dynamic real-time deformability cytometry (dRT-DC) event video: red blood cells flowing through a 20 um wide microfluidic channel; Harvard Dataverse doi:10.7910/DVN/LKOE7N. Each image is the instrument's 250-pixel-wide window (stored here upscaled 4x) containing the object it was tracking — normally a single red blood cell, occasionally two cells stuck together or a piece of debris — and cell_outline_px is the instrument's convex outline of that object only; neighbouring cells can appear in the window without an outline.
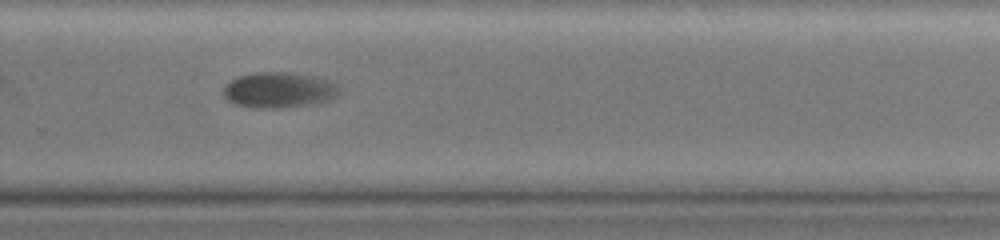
{"species": "common noctule bat (a hibernating species)", "species_latin": "Nyctalus noctula", "temperature_condition": "warm", "stored_images_in_passage": 30, "camera_frame_rate_fps": 3000, "um_per_image_px": 0.085, "animal": {"sex": "female", "body_mass_g": 19.0, "forearm_length_mm": 51.5}, "frame": {"image": 1, "passage_image": 18, "time_ms": 7.667, "image_size_px": [1000, 240], "cell_outline_px": [[340, 92], [336, 96], [328, 100], [308, 104], [280, 108], [272, 108], [236, 104], [228, 100], [224, 96], [224, 88], [232, 80], [240, 76], [260, 72], [288, 72], [316, 76], [328, 80], [336, 84], [340, 88]], "centroid_in_image_um": [23.76, 7.63], "position_along_channel_um": 306.0, "area_um2": 23.52}}
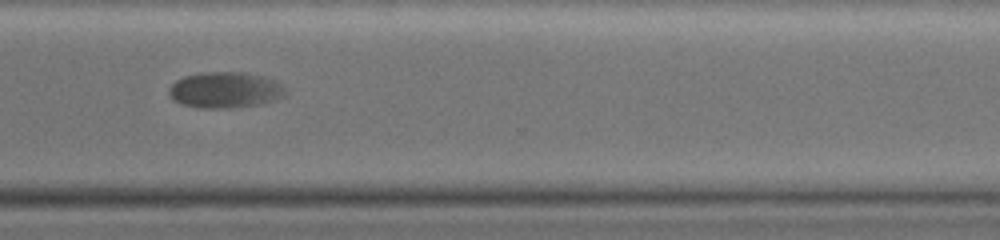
{"frame": {"image": 2, "passage_image": 22, "time_ms": 9.0, "image_size_px": [1000, 240], "cell_outline_px": [[284, 96], [276, 100], [264, 104], [232, 108], [200, 108], [180, 104], [168, 92], [168, 88], [176, 80], [184, 76], [204, 72], [244, 72], [264, 76], [276, 80], [284, 88]], "centroid_in_image_um": [19.16, 7.65], "position_along_channel_um": 351.4, "area_um2": 24.62}}
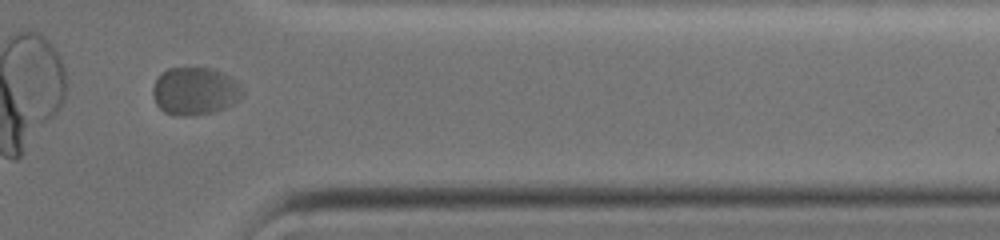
{"frame": {"image": 3, "passage_image": 26, "time_ms": 10.333, "image_size_px": [1000, 240], "cell_outline_px": [[244, 92], [232, 104], [224, 108], [212, 112], [192, 116], [176, 116], [164, 112], [156, 104], [152, 96], [152, 88], [160, 72], [168, 68], [212, 68], [224, 72], [236, 80], [240, 84]], "centroid_in_image_um": [16.54, 7.74], "position_along_channel_um": 394.9, "area_um2": 25.2}}